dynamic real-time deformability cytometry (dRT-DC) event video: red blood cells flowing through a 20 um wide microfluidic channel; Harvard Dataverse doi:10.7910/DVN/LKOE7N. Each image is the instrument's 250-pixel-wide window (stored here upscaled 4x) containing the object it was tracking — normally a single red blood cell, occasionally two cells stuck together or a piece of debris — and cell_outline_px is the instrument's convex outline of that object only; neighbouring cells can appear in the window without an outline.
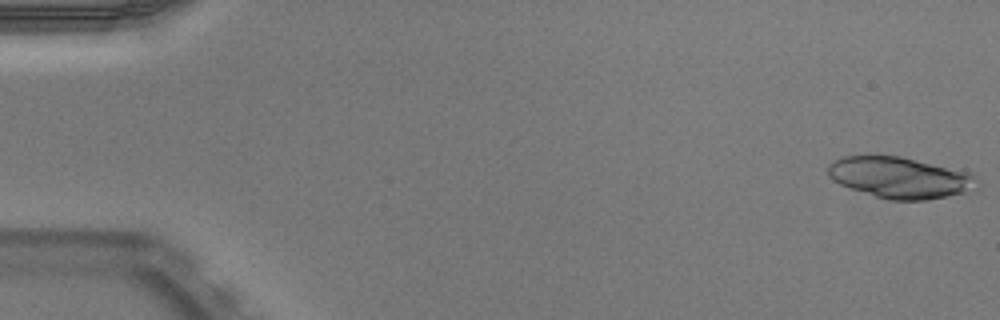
{"species": "Egyptian fruit bat (a non-hibernating species)", "species_latin": "Rousettus aegyptiacus", "temperature_condition": "warm", "stored_images_in_passage": 16, "camera_frame_rate_fps": 3000, "um_per_image_px": 0.085, "animal": {"sex": "male"}, "frame": {"image": 1, "passage_image": 1, "time_ms": 0.0, "image_size_px": [1000, 320], "cell_outline_px": [[980, 184], [964, 192], [924, 200], [892, 200], [876, 196], [840, 184], [832, 180], [828, 176], [828, 164], [840, 156], [900, 156], [968, 172], [980, 180]], "centroid_in_image_um": [76.46, 15.08], "position_along_channel_um": 8.5, "area_um2": 35.26}}